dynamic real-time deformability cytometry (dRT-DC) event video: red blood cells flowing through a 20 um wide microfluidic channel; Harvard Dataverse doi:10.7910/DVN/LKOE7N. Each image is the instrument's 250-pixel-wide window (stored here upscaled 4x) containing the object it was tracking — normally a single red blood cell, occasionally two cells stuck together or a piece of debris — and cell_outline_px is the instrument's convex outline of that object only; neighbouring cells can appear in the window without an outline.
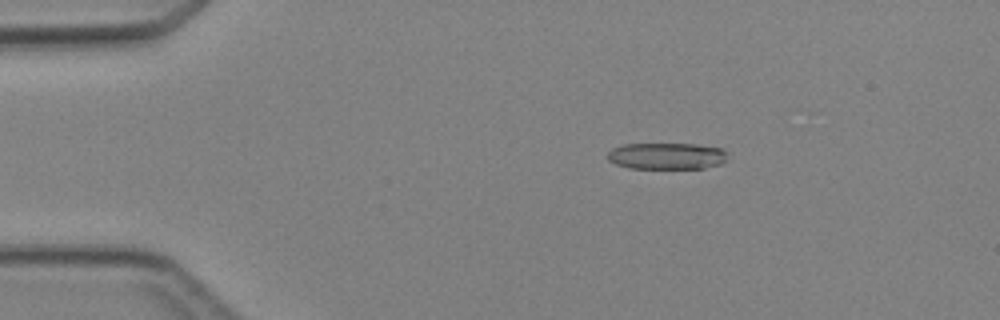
{"species": "Egyptian fruit bat (a non-hibernating species)", "species_latin": "Rousettus aegyptiacus", "temperature_condition": "cold", "stored_images_in_passage": 5, "camera_frame_rate_fps": 3000, "um_per_image_px": 0.085, "animal": {"sex": "female"}, "frame": {"image": 1, "passage_image": 5, "time_ms": 4.667, "image_size_px": [1000, 320], "cell_outline_px": [[728, 160], [720, 164], [704, 168], [628, 168], [616, 164], [608, 160], [608, 152], [612, 148], [624, 144], [696, 144], [720, 148], [728, 152]], "centroid_in_image_um": [56.7, 13.26], "position_along_channel_um": 28.3, "area_um2": 18.67}}